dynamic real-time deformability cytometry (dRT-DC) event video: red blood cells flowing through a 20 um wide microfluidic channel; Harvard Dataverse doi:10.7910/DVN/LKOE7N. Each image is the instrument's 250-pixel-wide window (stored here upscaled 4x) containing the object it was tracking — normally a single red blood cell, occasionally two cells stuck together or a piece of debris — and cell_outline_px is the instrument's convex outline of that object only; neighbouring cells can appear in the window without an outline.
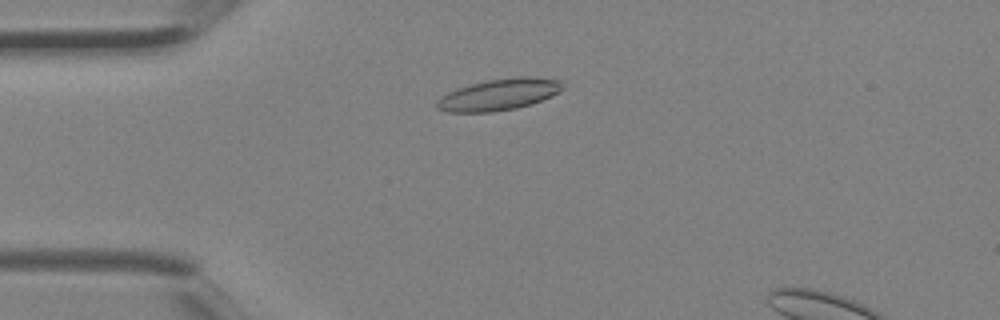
{"species": "Egyptian fruit bat (a non-hibernating species)", "species_latin": "Rousettus aegyptiacus", "temperature_condition": "room temperature", "stored_images_in_passage": 4, "camera_frame_rate_fps": 3000, "um_per_image_px": 0.085, "animal": {"sex": "female"}, "frame": {"image": 1, "passage_image": 3, "time_ms": 0.667, "image_size_px": [1000, 320], "cell_outline_px": [[564, 88], [560, 92], [552, 96], [532, 104], [516, 108], [492, 112], [444, 112], [436, 108], [436, 100], [440, 96], [456, 88], [488, 80], [516, 76], [536, 76], [560, 80]], "centroid_in_image_um": [42.42, 8.03], "position_along_channel_um": 42.6, "area_um2": 23.41}}